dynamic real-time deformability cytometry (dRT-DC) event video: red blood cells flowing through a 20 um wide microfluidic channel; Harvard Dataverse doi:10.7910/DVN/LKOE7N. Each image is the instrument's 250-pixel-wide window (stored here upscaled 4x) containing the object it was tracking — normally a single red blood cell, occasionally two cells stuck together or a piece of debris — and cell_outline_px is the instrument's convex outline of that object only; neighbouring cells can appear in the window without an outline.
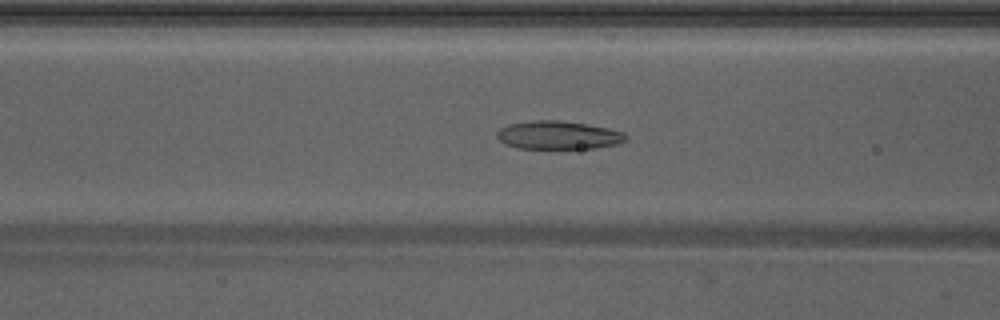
{"species": "Egyptian fruit bat (a non-hibernating species)", "species_latin": "Rousettus aegyptiacus", "temperature_condition": "warm", "stored_images_in_passage": 35, "camera_frame_rate_fps": 3000, "um_per_image_px": 0.085, "animal": {"sex": "male"}, "frame": {"image": 1, "passage_image": 7, "time_ms": 2.0, "image_size_px": [1000, 320], "cell_outline_px": [[628, 140], [616, 144], [592, 148], [516, 148], [504, 144], [496, 136], [496, 132], [500, 128], [508, 124], [536, 120], [560, 120], [608, 128], [624, 132], [628, 136]], "centroid_in_image_um": [47.44, 11.48], "position_along_channel_um": 119.2, "area_um2": 21.21}}
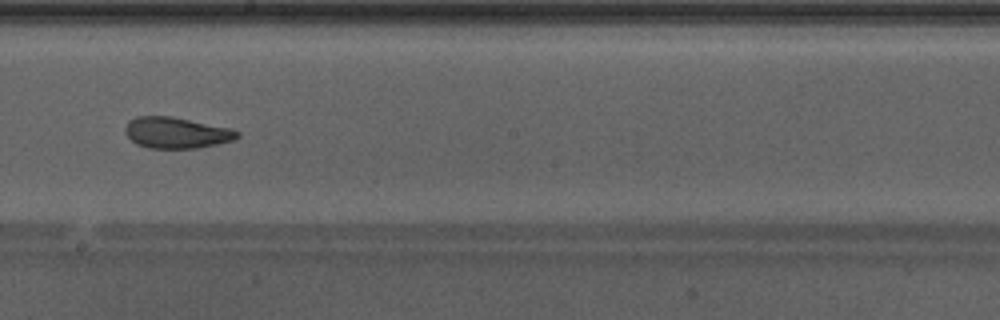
{"frame": {"image": 2, "passage_image": 15, "time_ms": 4.667, "image_size_px": [1000, 320], "cell_outline_px": [[240, 136], [232, 140], [216, 144], [196, 148], [148, 148], [136, 144], [124, 132], [124, 128], [128, 120], [136, 116], [172, 116], [232, 128], [240, 132]], "centroid_in_image_um": [14.98, 11.27], "position_along_channel_um": 233.2, "area_um2": 20.46}}
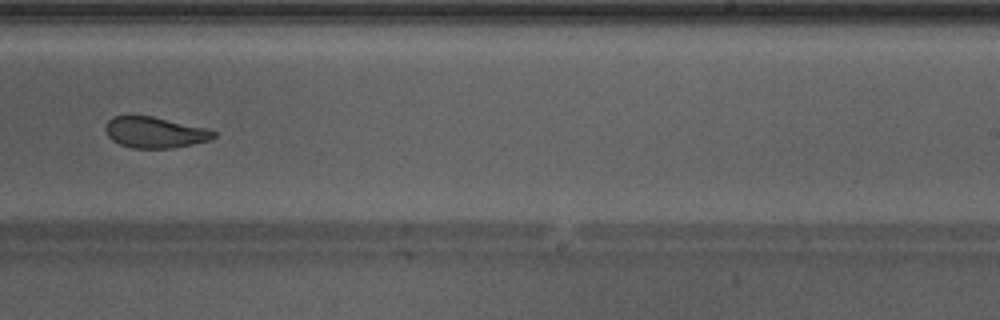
{"frame": {"image": 3, "passage_image": 18, "time_ms": 5.667, "image_size_px": [1000, 320], "cell_outline_px": [[216, 136], [208, 140], [192, 144], [172, 148], [132, 148], [120, 144], [112, 140], [108, 136], [104, 128], [108, 120], [112, 116], [152, 116], [208, 128], [216, 132]], "centroid_in_image_um": [13.15, 11.25], "position_along_channel_um": 275.8, "area_um2": 19.54}, "authors_computed_cell_mechanics": {"area_um2": 20.9236, "velocity_mm_per_s": 4.2788, "shape_relaxation_time_tau1_ms": null, "shape_relaxation_time_tau2_ms": 1.6007, "deformation_change_tau1": null, "deformation_change_tau2": 0.0815}}